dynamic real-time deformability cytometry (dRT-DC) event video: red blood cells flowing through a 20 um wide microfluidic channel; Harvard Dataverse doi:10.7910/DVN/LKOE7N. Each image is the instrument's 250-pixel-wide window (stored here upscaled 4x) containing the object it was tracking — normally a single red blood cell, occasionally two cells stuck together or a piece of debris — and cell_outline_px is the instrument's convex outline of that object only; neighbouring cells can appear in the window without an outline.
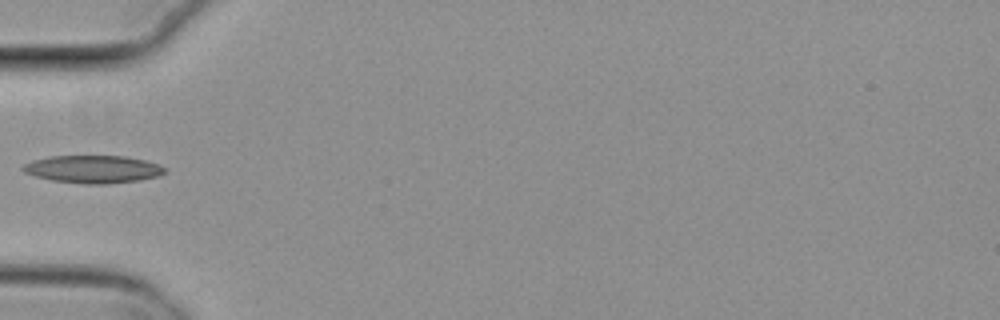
{"species": "common noctule bat (a hibernating species)", "species_latin": "Nyctalus noctula", "temperature_condition": "cold", "stored_images_in_passage": 1, "camera_frame_rate_fps": 3000, "um_per_image_px": 0.085, "animal": {"sex": "female", "body_mass_g": 29.2, "forearm_length_mm": 56.3}, "frame": {"image": 1, "passage_image": 1, "time_ms": 0.0, "image_size_px": [1000, 320], "cell_outline_px": [[168, 172], [160, 176], [140, 180], [104, 184], [84, 184], [52, 180], [36, 176], [24, 172], [20, 168], [24, 164], [32, 160], [48, 156], [124, 156], [144, 160], [156, 164], [164, 168]], "centroid_in_image_um": [7.9, 14.38], "position_along_channel_um": 77.1, "area_um2": 22.89}}